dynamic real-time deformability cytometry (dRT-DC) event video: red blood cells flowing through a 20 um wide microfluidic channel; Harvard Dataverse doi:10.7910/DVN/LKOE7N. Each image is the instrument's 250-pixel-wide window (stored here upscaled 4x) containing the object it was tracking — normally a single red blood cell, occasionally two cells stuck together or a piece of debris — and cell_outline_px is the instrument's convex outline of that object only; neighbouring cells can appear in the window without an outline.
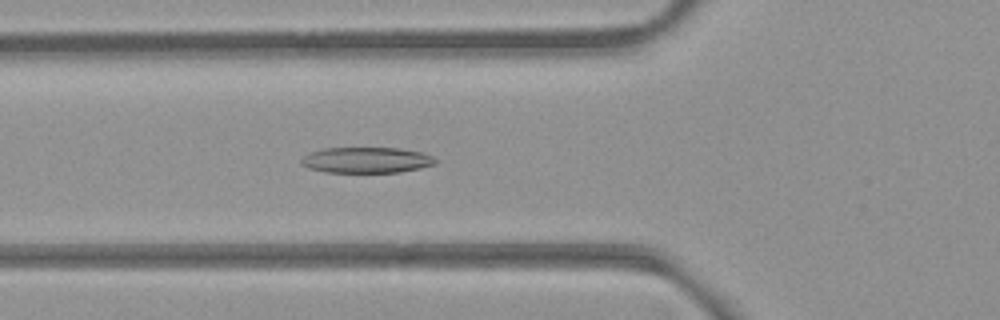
{"species": "common noctule bat (a hibernating species)", "species_latin": "Nyctalus noctula", "temperature_condition": "room temperature", "stored_images_in_passage": 39, "camera_frame_rate_fps": 3000, "um_per_image_px": 0.085, "animal": {"sex": "female", "body_mass_g": 21.9}, "frame": {"image": 1, "passage_image": 10, "time_ms": 3.0, "image_size_px": [1000, 320], "cell_outline_px": [[436, 164], [420, 168], [400, 172], [324, 172], [308, 168], [300, 164], [300, 160], [304, 156], [312, 152], [324, 148], [400, 148], [420, 152], [432, 156], [436, 160]], "centroid_in_image_um": [31.14, 13.61], "position_along_channel_um": 94.7, "area_um2": 20.11}}
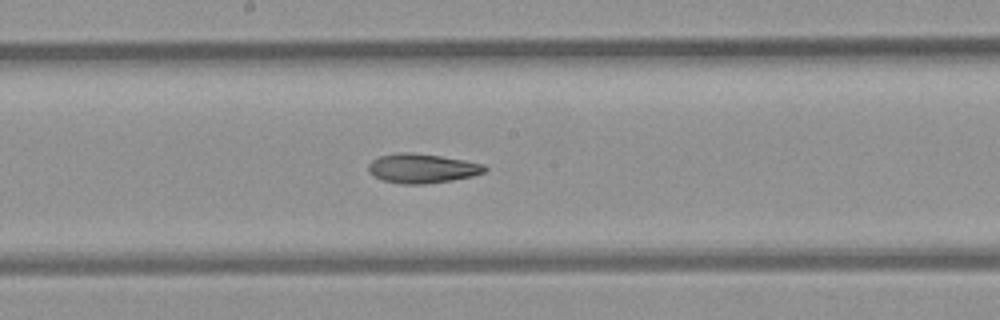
{"frame": {"image": 2, "passage_image": 19, "time_ms": 6.0, "image_size_px": [1000, 320], "cell_outline_px": [[488, 168], [484, 172], [472, 176], [452, 180], [424, 184], [400, 184], [384, 180], [372, 176], [368, 172], [368, 164], [372, 160], [380, 156], [400, 152], [408, 152], [440, 156], [464, 160], [484, 164]], "centroid_in_image_um": [35.86, 14.31], "position_along_channel_um": 212.3, "area_um2": 19.88}}
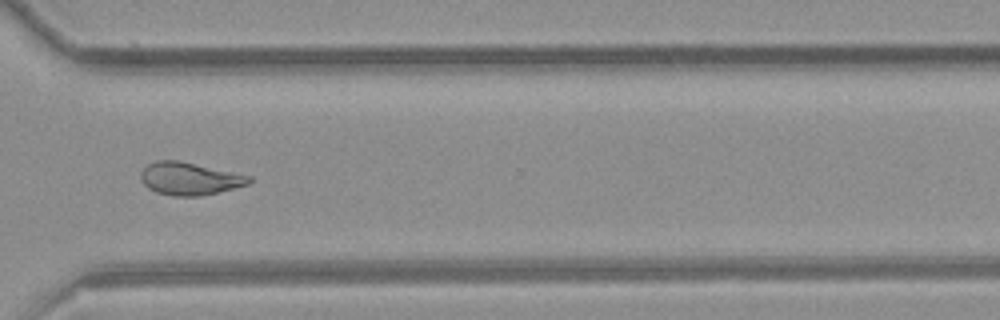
{"frame": {"image": 3, "passage_image": 30, "time_ms": 9.667, "image_size_px": [1000, 320], "cell_outline_px": [[252, 180], [248, 184], [200, 196], [172, 196], [156, 192], [148, 188], [140, 180], [140, 172], [148, 164], [156, 160], [176, 160], [252, 176]], "centroid_in_image_um": [16.07, 15.18], "position_along_channel_um": 354.5, "area_um2": 20.4}}